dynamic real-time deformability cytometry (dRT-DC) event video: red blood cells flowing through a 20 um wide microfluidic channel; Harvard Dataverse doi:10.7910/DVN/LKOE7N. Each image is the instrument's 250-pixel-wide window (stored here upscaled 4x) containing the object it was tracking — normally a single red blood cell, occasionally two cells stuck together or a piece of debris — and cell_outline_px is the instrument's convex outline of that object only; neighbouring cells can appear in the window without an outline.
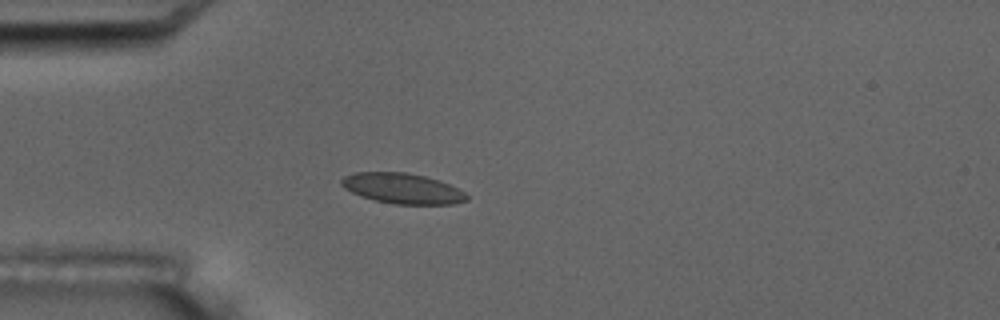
{"species": "common noctule bat (a hibernating species)", "species_latin": "Nyctalus noctula", "temperature_condition": "room temperature", "stored_images_in_passage": 6, "camera_frame_rate_fps": 3000, "um_per_image_px": 0.085, "animal": {"sex": "male", "body_mass_g": 17.5, "forearm_length_mm": 52.3}, "frame": {"image": 1, "passage_image": 5, "time_ms": 4.667, "image_size_px": [1000, 320], "cell_outline_px": [[468, 200], [452, 204], [392, 204], [360, 196], [344, 188], [340, 184], [340, 180], [344, 176], [356, 172], [404, 172], [424, 176], [440, 180], [464, 192], [468, 196]], "centroid_in_image_um": [34.18, 16.01], "position_along_channel_um": 50.8, "area_um2": 22.14}}